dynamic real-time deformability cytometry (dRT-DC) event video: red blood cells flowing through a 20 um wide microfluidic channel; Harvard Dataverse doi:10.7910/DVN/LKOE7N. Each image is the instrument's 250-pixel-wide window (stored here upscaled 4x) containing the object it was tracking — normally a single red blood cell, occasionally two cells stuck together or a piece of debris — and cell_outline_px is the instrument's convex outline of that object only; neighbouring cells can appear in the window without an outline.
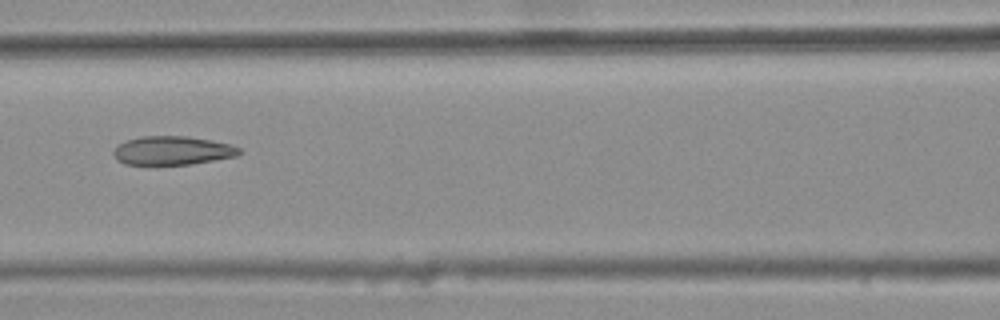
{"species": "common noctule bat (a hibernating species)", "species_latin": "Nyctalus noctula", "temperature_condition": "warm", "stored_images_in_passage": 7, "camera_frame_rate_fps": 3000, "um_per_image_px": 0.085, "animal": {"sex": "female", "body_mass_g": 25.1}, "frame": {"image": 1, "passage_image": 7, "time_ms": 2.0, "image_size_px": [1000, 320], "cell_outline_px": [[240, 152], [236, 156], [192, 164], [124, 164], [116, 160], [112, 152], [120, 144], [128, 140], [140, 136], [188, 136], [212, 140], [232, 144], [240, 148]], "centroid_in_image_um": [14.67, 12.79], "position_along_channel_um": 151.9, "area_um2": 20.98}}